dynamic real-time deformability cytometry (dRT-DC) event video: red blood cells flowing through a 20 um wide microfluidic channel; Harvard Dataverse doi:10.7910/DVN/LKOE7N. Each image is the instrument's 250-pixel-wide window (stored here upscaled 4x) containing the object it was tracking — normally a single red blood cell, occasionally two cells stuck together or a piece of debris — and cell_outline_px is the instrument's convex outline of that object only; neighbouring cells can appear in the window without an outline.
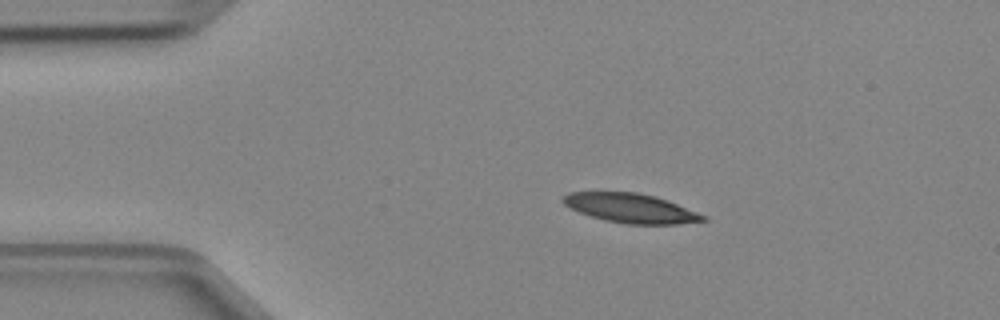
{"species": "Egyptian fruit bat (a non-hibernating species)", "species_latin": "Rousettus aegyptiacus", "temperature_condition": "cold", "stored_images_in_passage": 2, "camera_frame_rate_fps": 3000, "um_per_image_px": 0.085, "animal": {"sex": "female"}, "frame": {"image": 1, "passage_image": 1, "time_ms": 0.0, "image_size_px": [1000, 320], "cell_outline_px": [[708, 220], [676, 224], [628, 224], [604, 220], [580, 212], [564, 204], [560, 200], [568, 192], [636, 192], [656, 196], [708, 216]], "centroid_in_image_um": [53.63, 17.69], "position_along_channel_um": 31.4, "area_um2": 23.76}}